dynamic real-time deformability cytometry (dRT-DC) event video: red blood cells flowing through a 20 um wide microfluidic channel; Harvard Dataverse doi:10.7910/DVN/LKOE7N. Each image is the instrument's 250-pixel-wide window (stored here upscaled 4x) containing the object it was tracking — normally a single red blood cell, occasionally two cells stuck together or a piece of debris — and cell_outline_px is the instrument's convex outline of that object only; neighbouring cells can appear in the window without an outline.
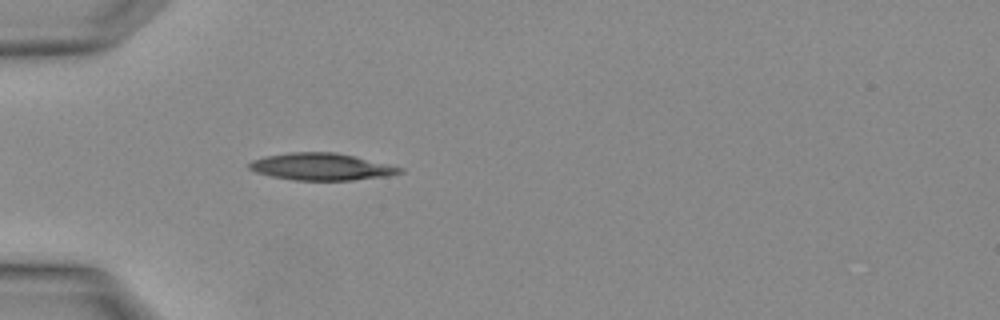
{"species": "Egyptian fruit bat (a non-hibernating species)", "species_latin": "Rousettus aegyptiacus", "temperature_condition": "warm", "stored_images_in_passage": 2, "camera_frame_rate_fps": 3000, "um_per_image_px": 0.085, "animal": {"sex": "female"}, "frame": {"image": 1, "passage_image": 2, "time_ms": 0.333, "image_size_px": [1000, 320], "cell_outline_px": [[404, 172], [388, 176], [352, 180], [292, 180], [272, 176], [256, 172], [248, 168], [248, 164], [252, 160], [264, 156], [288, 152], [336, 152], [404, 168]], "centroid_in_image_um": [27.29, 14.17], "position_along_channel_um": 57.7, "area_um2": 23.7}}